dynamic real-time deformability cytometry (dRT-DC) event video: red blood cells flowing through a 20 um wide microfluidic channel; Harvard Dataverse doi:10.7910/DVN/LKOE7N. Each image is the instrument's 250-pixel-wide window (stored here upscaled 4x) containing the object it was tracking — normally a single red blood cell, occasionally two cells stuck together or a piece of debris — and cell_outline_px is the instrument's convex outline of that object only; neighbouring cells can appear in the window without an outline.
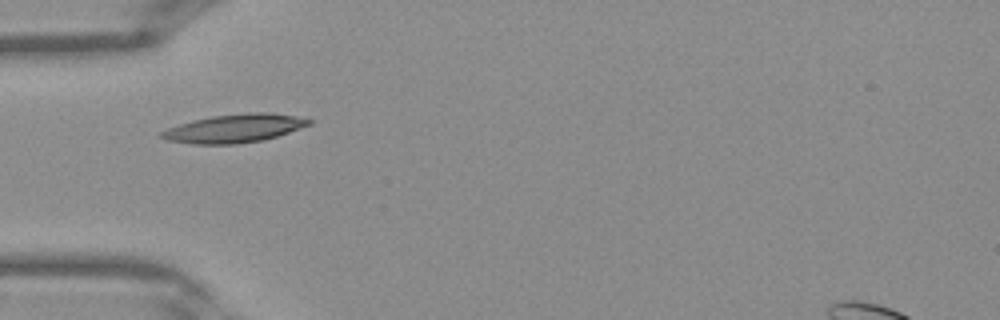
{"species": "Egyptian fruit bat (a non-hibernating species)", "species_latin": "Rousettus aegyptiacus", "temperature_condition": "warm", "stored_images_in_passage": 29, "camera_frame_rate_fps": 3000, "um_per_image_px": 0.085, "frame": {"image": 1, "passage_image": 1, "time_ms": 0.0, "image_size_px": [1000, 320], "cell_outline_px": [[312, 124], [264, 140], [236, 144], [192, 144], [168, 140], [156, 136], [160, 132], [168, 128], [192, 120], [212, 116], [248, 112], [268, 112], [292, 116], [312, 120]], "centroid_in_image_um": [19.88, 10.92], "position_along_channel_um": 65.1, "area_um2": 24.28}}
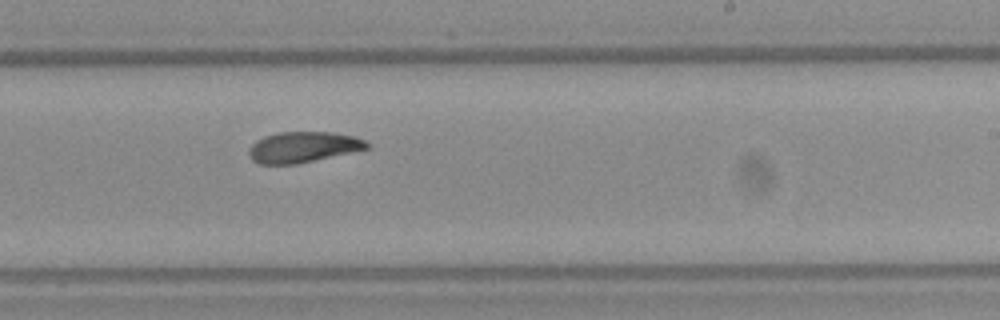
{"frame": {"image": 2, "passage_image": 13, "time_ms": 4.0, "image_size_px": [1000, 320], "cell_outline_px": [[372, 144], [368, 148], [296, 164], [260, 164], [252, 160], [248, 156], [248, 148], [256, 140], [264, 136], [280, 132], [332, 132], [356, 136]], "centroid_in_image_um": [25.74, 12.49], "position_along_channel_um": 263.3, "area_um2": 21.15}}
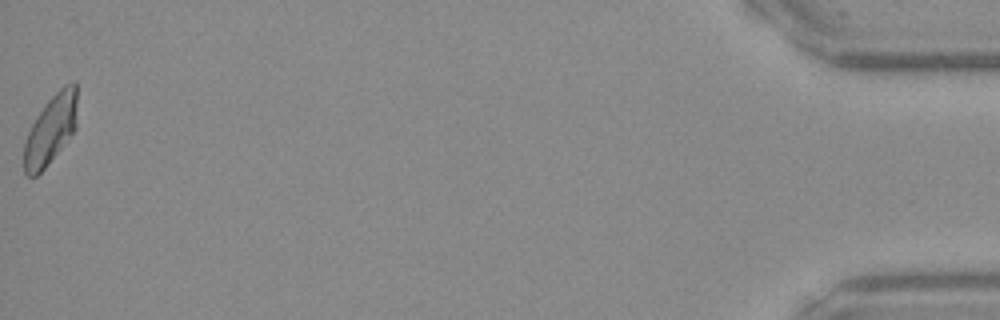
{"frame": {"image": 3, "passage_image": 29, "time_ms": 9.333, "image_size_px": [1000, 320], "cell_outline_px": [[76, 128], [44, 168], [36, 176], [28, 176], [24, 172], [24, 144], [28, 132], [36, 116], [44, 104], [64, 84], [72, 80], [76, 80]], "centroid_in_image_um": [4.3, 10.97], "position_along_channel_um": 430.9, "area_um2": 21.21}}